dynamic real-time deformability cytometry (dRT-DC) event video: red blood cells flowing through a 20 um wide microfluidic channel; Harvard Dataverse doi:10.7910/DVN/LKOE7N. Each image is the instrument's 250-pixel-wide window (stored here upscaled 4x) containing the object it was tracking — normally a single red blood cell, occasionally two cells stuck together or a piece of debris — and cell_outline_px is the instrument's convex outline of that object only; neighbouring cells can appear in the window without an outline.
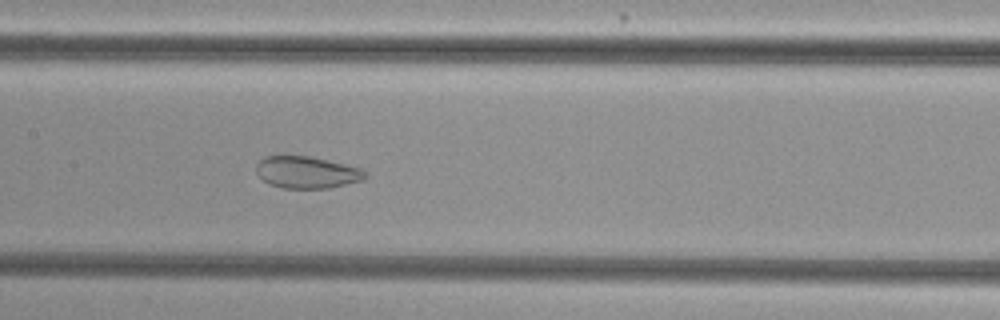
{"species": "common noctule bat (a hibernating species)", "species_latin": "Nyctalus noctula", "temperature_condition": "cold", "stored_images_in_passage": 38, "camera_frame_rate_fps": 3000, "um_per_image_px": 0.085, "animal": {"sex": "female", "body_mass_g": 29.2, "forearm_length_mm": 56.3}, "frame": {"image": 1, "passage_image": 13, "time_ms": 4.0, "image_size_px": [1000, 320], "cell_outline_px": [[368, 176], [364, 180], [328, 188], [280, 188], [268, 184], [256, 172], [256, 164], [264, 156], [280, 152], [312, 156], [360, 168], [368, 172]], "centroid_in_image_um": [26.03, 14.6], "position_along_channel_um": 181.4, "area_um2": 21.1}}
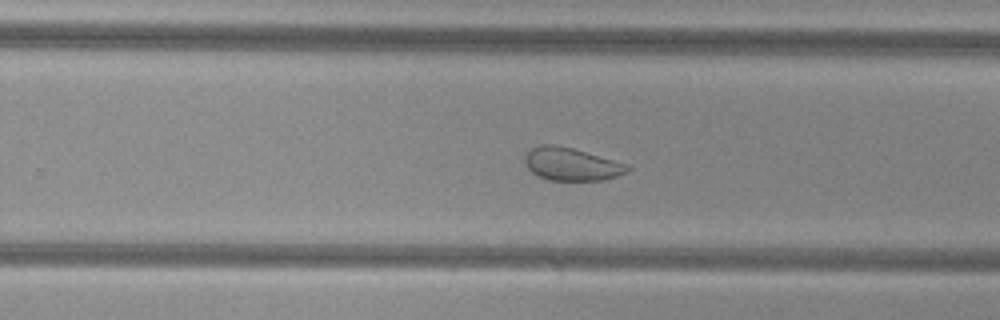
{"frame": {"image": 2, "passage_image": 21, "time_ms": 6.667, "image_size_px": [1000, 320], "cell_outline_px": [[632, 168], [628, 172], [604, 180], [548, 180], [536, 176], [524, 164], [524, 156], [532, 148], [540, 144], [552, 144], [572, 148], [628, 164]], "centroid_in_image_um": [48.56, 13.96], "position_along_channel_um": 281.2, "area_um2": 19.71}}
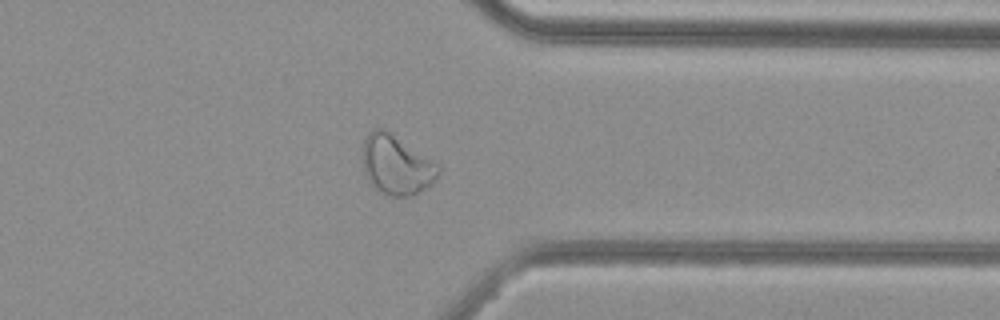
{"frame": {"image": 3, "passage_image": 29, "time_ms": 9.333, "image_size_px": [1000, 320], "cell_outline_px": [[440, 172], [436, 180], [432, 184], [412, 196], [388, 196], [372, 188], [364, 172], [364, 140], [368, 132], [376, 128], [384, 128], [436, 164], [440, 168]], "centroid_in_image_um": [33.67, 14.06], "position_along_channel_um": 377.7, "area_um2": 25.89}}